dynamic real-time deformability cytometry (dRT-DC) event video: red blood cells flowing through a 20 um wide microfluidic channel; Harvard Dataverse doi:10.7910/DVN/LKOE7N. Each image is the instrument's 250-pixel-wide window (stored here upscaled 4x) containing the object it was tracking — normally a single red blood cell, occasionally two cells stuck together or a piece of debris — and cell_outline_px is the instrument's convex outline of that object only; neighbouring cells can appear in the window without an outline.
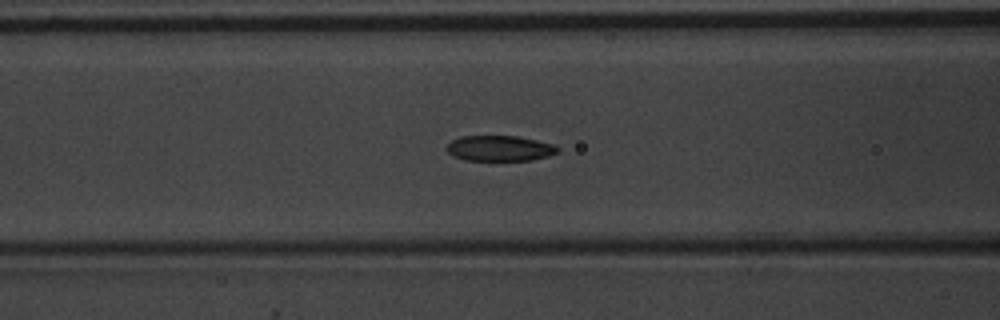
{"species": "common noctule bat (a hibernating species)", "species_latin": "Nyctalus noctula", "temperature_condition": "warm", "stored_images_in_passage": 50, "camera_frame_rate_fps": 3000, "um_per_image_px": 0.085, "animal": {"sex": "male", "body_mass_g": 20.1, "forearm_length_mm": 53.5}, "frame": {"image": 1, "passage_image": 20, "time_ms": 6.333, "image_size_px": [1000, 320], "cell_outline_px": [[560, 152], [548, 156], [532, 160], [464, 160], [452, 156], [448, 152], [448, 144], [452, 140], [460, 136], [516, 136], [556, 144], [560, 148]], "centroid_in_image_um": [42.52, 12.61], "position_along_channel_um": 124.1, "area_um2": 16.59}}
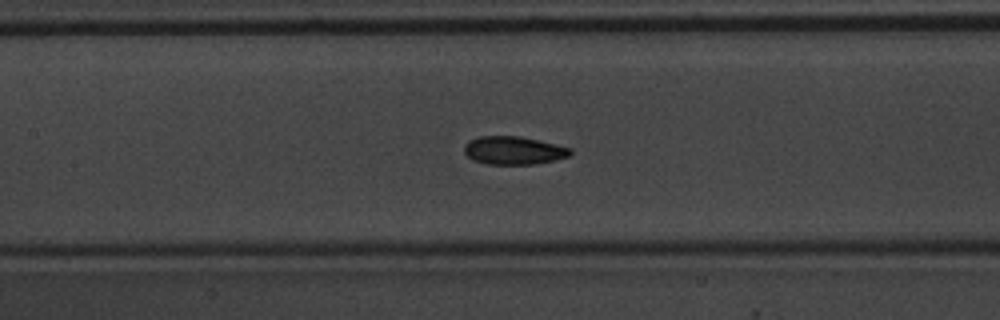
{"frame": {"image": 2, "passage_image": 23, "time_ms": 7.333, "image_size_px": [1000, 320], "cell_outline_px": [[572, 152], [568, 156], [536, 164], [488, 164], [472, 160], [464, 152], [464, 144], [468, 140], [480, 136], [520, 136], [540, 140], [572, 148]], "centroid_in_image_um": [43.63, 12.78], "position_along_channel_um": 163.8, "area_um2": 17.46}}
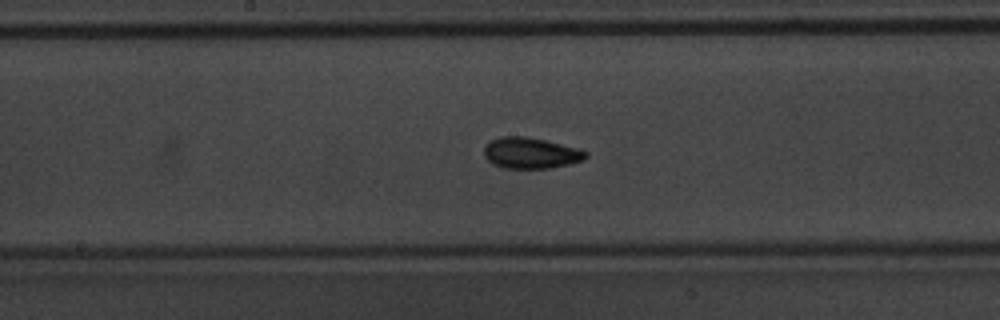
{"frame": {"image": 3, "passage_image": 26, "time_ms": 8.333, "image_size_px": [1000, 320], "cell_outline_px": [[588, 156], [584, 160], [568, 164], [548, 168], [504, 168], [492, 164], [484, 156], [484, 148], [492, 140], [500, 136], [528, 136], [576, 148], [588, 152]], "centroid_in_image_um": [45.1, 13.01], "position_along_channel_um": 203.1, "area_um2": 18.26}, "authors_computed_cell_mechanics": {"area_um2": 17.4267, "velocity_mm_per_s": 3.9433, "shape_relaxation_time_tau1_ms": 3.2636, "shape_relaxation_time_tau2_ms": 1.6168, "deformation_change_tau1": 0.1252, "deformation_change_tau2": 0.0741}}